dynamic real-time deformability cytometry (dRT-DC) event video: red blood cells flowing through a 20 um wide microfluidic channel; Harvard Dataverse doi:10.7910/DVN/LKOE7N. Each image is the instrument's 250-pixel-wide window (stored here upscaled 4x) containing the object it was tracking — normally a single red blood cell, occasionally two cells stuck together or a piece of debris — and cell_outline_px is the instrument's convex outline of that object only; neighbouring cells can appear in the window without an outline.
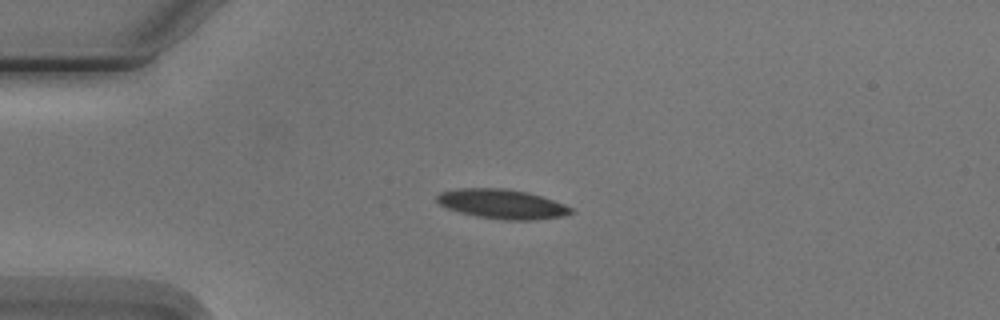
{"species": "Egyptian fruit bat (a non-hibernating species)", "species_latin": "Rousettus aegyptiacus", "temperature_condition": "cold", "stored_images_in_passage": 4, "camera_frame_rate_fps": 3000, "um_per_image_px": 0.085, "animal": {"sex": "male"}, "frame": {"image": 1, "passage_image": 3, "time_ms": 2.333, "image_size_px": [1000, 320], "cell_outline_px": [[572, 212], [564, 216], [536, 220], [504, 220], [476, 216], [460, 212], [448, 208], [440, 204], [436, 200], [436, 196], [440, 192], [456, 188], [504, 188], [528, 192], [564, 204], [572, 208]], "centroid_in_image_um": [42.66, 17.34], "position_along_channel_um": 42.3, "area_um2": 23.0}}